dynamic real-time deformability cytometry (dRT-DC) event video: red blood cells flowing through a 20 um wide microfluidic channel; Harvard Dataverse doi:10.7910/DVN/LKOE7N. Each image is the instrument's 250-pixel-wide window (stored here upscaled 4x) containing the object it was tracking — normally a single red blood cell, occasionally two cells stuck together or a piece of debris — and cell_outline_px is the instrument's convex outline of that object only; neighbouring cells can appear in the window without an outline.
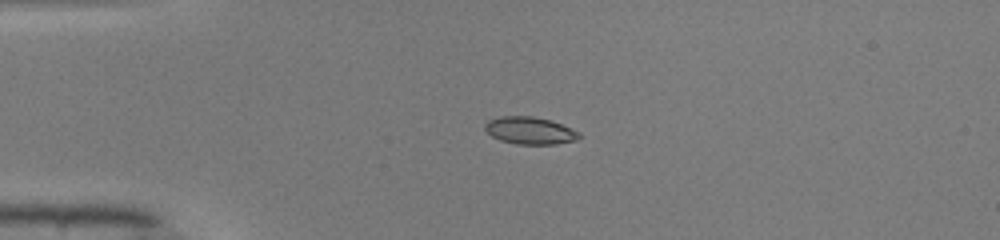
{"species": "common noctule bat (a hibernating species)", "species_latin": "Nyctalus noctula", "temperature_condition": "warm", "stored_images_in_passage": 49, "camera_frame_rate_fps": 3000, "um_per_image_px": 0.085, "animal": {"sex": "male", "body_mass_g": 19.0, "forearm_length_mm": 50.8}, "frame": {"image": 1, "passage_image": 12, "time_ms": 3.667, "image_size_px": [1000, 240], "cell_outline_px": [[580, 136], [576, 140], [556, 144], [516, 144], [500, 140], [492, 136], [484, 128], [484, 124], [488, 120], [500, 116], [532, 116], [548, 120], [572, 128], [580, 132]], "centroid_in_image_um": [45.03, 11.1], "position_along_channel_um": 40.0, "area_um2": 14.91}}
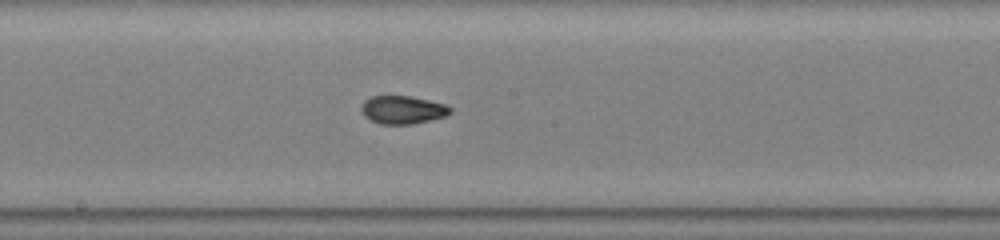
{"frame": {"image": 2, "passage_image": 27, "time_ms": 8.667, "image_size_px": [1000, 240], "cell_outline_px": [[452, 112], [444, 116], [412, 124], [380, 124], [364, 116], [360, 108], [364, 100], [372, 96], [412, 96], [444, 104], [452, 108]], "centroid_in_image_um": [34.2, 9.33], "position_along_channel_um": 214.0, "area_um2": 14.45}}
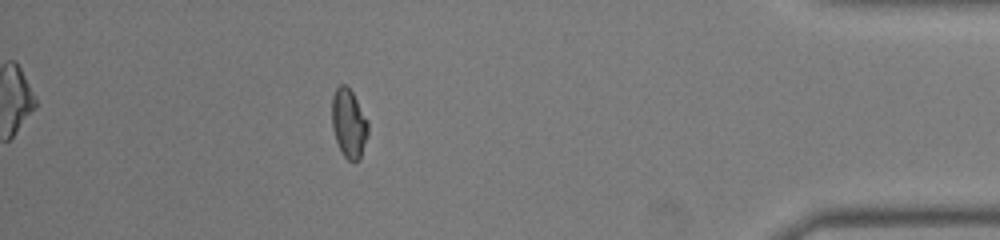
{"frame": {"image": 3, "passage_image": 44, "time_ms": 14.333, "image_size_px": [1000, 240], "cell_outline_px": [[368, 136], [360, 156], [356, 160], [348, 160], [344, 156], [336, 140], [332, 128], [332, 96], [336, 88], [340, 84], [344, 84], [352, 92], [368, 120]], "centroid_in_image_um": [29.64, 10.46], "position_along_channel_um": 405.6, "area_um2": 14.33}, "authors_computed_cell_mechanics": {"area_um2": 14.6234, "velocity_mm_per_s": 4.1313, "shape_relaxation_time_tau1_ms": null, "shape_relaxation_time_tau2_ms": 1.0748, "deformation_change_tau1": null, "deformation_change_tau2": 0.04}}